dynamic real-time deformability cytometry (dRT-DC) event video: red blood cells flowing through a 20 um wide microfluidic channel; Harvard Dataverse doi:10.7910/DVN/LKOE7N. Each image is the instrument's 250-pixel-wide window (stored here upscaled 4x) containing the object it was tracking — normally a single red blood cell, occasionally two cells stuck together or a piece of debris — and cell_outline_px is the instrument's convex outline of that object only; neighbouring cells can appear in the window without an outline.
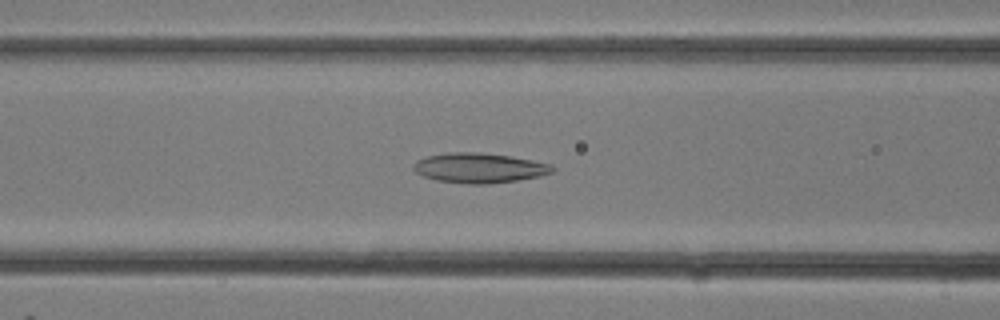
{"species": "common noctule bat (a hibernating species)", "species_latin": "Nyctalus noctula", "temperature_condition": "room temperature", "stored_images_in_passage": 7, "camera_frame_rate_fps": 3000, "um_per_image_px": 0.085, "animal": {"sex": "female"}, "frame": {"image": 1, "passage_image": 3, "time_ms": 0.667, "image_size_px": [1000, 320], "cell_outline_px": [[556, 168], [552, 172], [540, 176], [516, 180], [488, 184], [468, 184], [436, 180], [424, 176], [416, 172], [412, 168], [412, 164], [416, 160], [428, 156], [448, 152], [480, 152], [508, 156], [532, 160], [552, 164]], "centroid_in_image_um": [40.72, 14.27], "position_along_channel_um": 125.9, "area_um2": 24.22}}
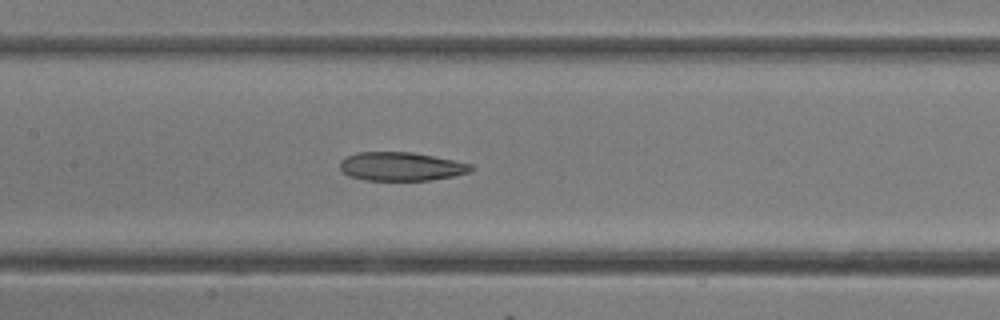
{"frame": {"image": 2, "passage_image": 5, "time_ms": 1.333, "image_size_px": [1000, 320], "cell_outline_px": [[476, 168], [468, 172], [452, 176], [428, 180], [364, 180], [348, 176], [340, 168], [340, 160], [356, 152], [412, 152], [472, 164]], "centroid_in_image_um": [34.07, 14.15], "position_along_channel_um": 173.3, "area_um2": 21.73}}
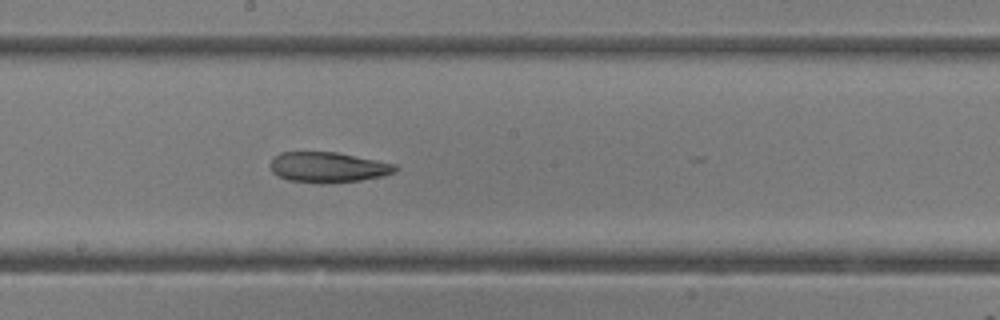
{"frame": {"image": 3, "passage_image": 7, "time_ms": 2.0, "image_size_px": [1000, 320], "cell_outline_px": [[400, 168], [396, 172], [384, 176], [360, 180], [320, 184], [288, 180], [272, 172], [268, 164], [272, 156], [280, 152], [336, 152], [396, 164]], "centroid_in_image_um": [27.86, 14.22], "position_along_channel_um": 220.3, "area_um2": 22.43}}